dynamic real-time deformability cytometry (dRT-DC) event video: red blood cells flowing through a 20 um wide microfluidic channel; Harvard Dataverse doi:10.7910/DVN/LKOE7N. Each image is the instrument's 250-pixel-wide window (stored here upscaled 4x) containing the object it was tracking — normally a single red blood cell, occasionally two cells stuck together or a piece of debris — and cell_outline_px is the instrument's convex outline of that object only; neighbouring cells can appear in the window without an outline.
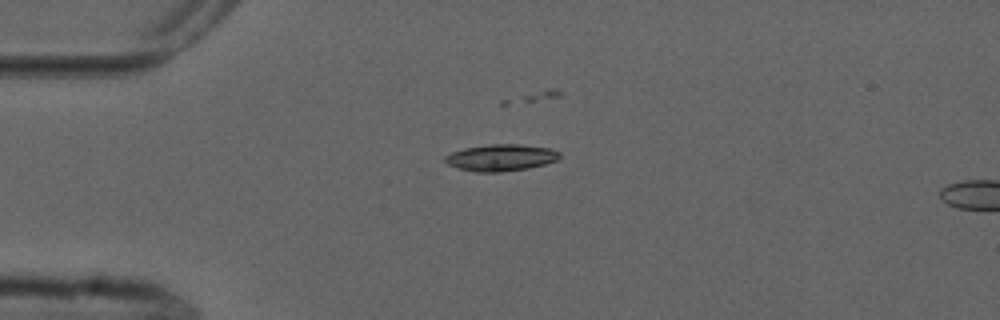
{"species": "common noctule bat (a hibernating species)", "species_latin": "Nyctalus noctula", "temperature_condition": "cold", "stored_images_in_passage": 3, "camera_frame_rate_fps": 3000, "um_per_image_px": 0.085, "animal": {"sex": "male", "forearm_length_mm": 52.5}, "frame": {"image": 1, "passage_image": 2, "time_ms": 2.333, "image_size_px": [1000, 320], "cell_outline_px": [[560, 156], [556, 160], [544, 164], [528, 168], [500, 172], [476, 172], [460, 168], [448, 164], [444, 160], [444, 156], [452, 152], [464, 148], [488, 144], [520, 144], [552, 148], [560, 152]], "centroid_in_image_um": [42.59, 13.38], "position_along_channel_um": 42.4, "area_um2": 17.8}}